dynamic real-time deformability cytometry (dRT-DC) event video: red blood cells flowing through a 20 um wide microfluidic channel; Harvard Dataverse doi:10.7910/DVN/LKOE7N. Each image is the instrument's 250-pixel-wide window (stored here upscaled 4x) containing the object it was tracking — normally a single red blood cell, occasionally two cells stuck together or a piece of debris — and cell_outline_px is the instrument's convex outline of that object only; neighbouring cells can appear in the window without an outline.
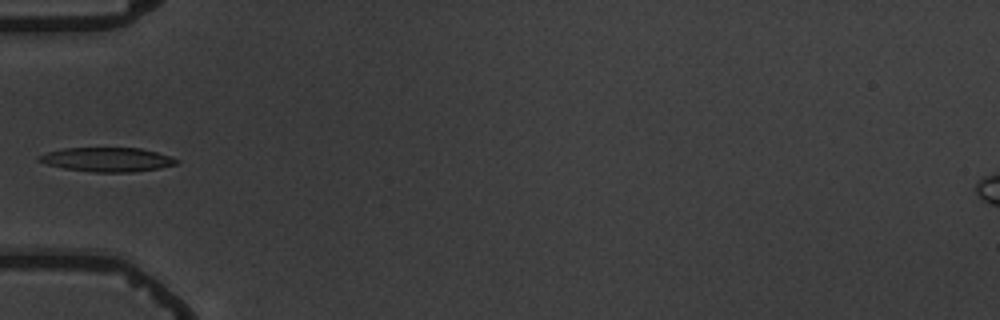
{"species": "common noctule bat (a hibernating species)", "species_latin": "Nyctalus noctula", "temperature_condition": "warm", "stored_images_in_passage": 7, "camera_frame_rate_fps": 3000, "um_per_image_px": 0.085, "animal": {"sex": "male", "body_mass_g": 19.5, "forearm_length_mm": 54.6}, "frame": {"image": 1, "passage_image": 6, "time_ms": 6.0, "image_size_px": [1000, 320], "cell_outline_px": [[180, 160], [176, 164], [160, 168], [132, 172], [92, 172], [64, 168], [48, 164], [36, 160], [36, 156], [48, 152], [64, 148], [140, 148], [156, 152]], "centroid_in_image_um": [9.09, 13.56], "position_along_channel_um": 75.9, "area_um2": 19.25}}
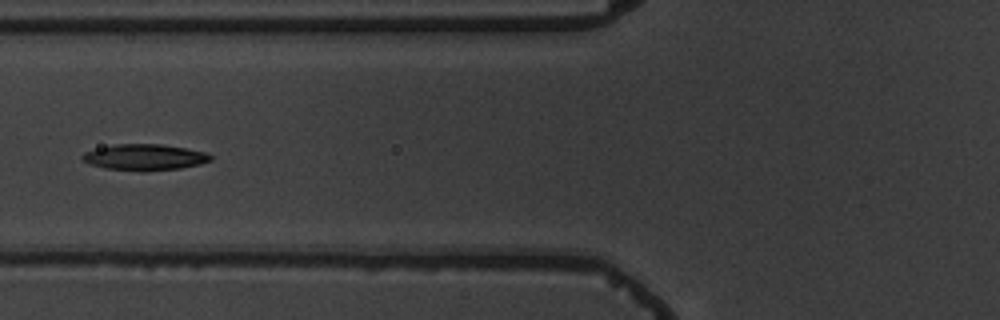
{"frame": {"image": 2, "passage_image": 7, "time_ms": 7.0, "image_size_px": [1000, 320], "cell_outline_px": [[212, 160], [200, 164], [180, 168], [144, 172], [140, 172], [104, 168], [88, 164], [80, 156], [84, 152], [96, 148], [116, 144], [160, 144], [184, 148], [204, 152], [212, 156]], "centroid_in_image_um": [12.25, 13.38], "position_along_channel_um": 113.6, "area_um2": 19.65}}